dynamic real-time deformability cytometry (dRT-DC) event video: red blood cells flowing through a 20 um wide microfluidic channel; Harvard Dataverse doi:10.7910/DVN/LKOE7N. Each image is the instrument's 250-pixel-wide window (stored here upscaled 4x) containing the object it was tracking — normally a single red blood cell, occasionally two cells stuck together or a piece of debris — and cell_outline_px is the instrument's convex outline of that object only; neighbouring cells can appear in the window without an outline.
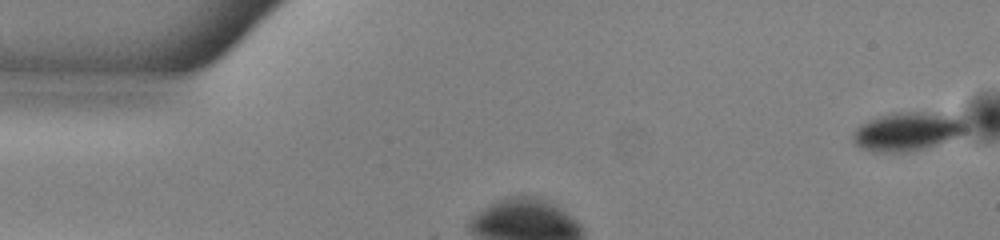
{"species": "common noctule bat (a hibernating species)", "species_latin": "Nyctalus noctula", "temperature_condition": "warm", "stored_images_in_passage": 51, "camera_frame_rate_fps": 3000, "um_per_image_px": 0.085, "animal": {"sex": "male", "body_mass_g": 13.0, "forearm_length_mm": 53.1}, "frame": {"image": 1, "passage_image": 1, "time_ms": 0.0, "image_size_px": [1000, 240], "cell_outline_px": [[964, 132], [956, 136], [936, 144], [904, 152], [872, 152], [860, 148], [852, 140], [852, 136], [856, 128], [860, 124], [868, 120], [892, 112], [924, 112], [952, 116], [960, 120], [964, 124]], "centroid_in_image_um": [77.0, 11.18], "position_along_channel_um": 8.0, "area_um2": 24.74}}
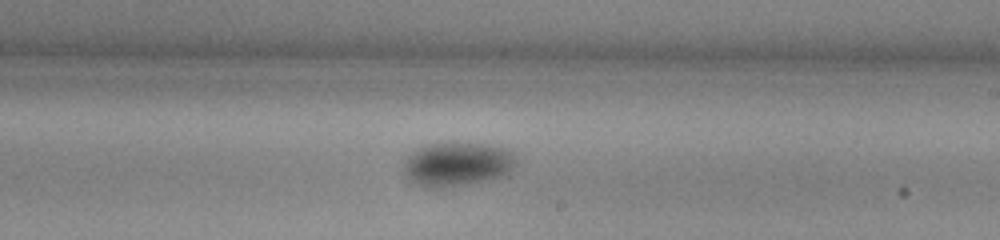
{"frame": {"image": 2, "passage_image": 30, "time_ms": 9.667, "image_size_px": [1000, 240], "cell_outline_px": [[520, 160], [512, 168], [500, 176], [488, 180], [444, 188], [432, 188], [420, 184], [412, 180], [404, 172], [404, 164], [408, 156], [416, 148], [424, 144], [444, 140], [452, 140], [488, 144], [504, 148], [512, 152]], "centroid_in_image_um": [38.88, 13.88], "position_along_channel_um": 250.1, "area_um2": 29.48}}
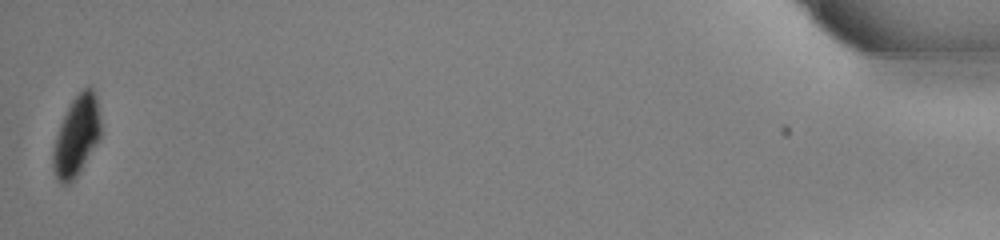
{"frame": {"image": 3, "passage_image": 51, "time_ms": 16.667, "image_size_px": [1000, 240], "cell_outline_px": [[100, 136], [80, 172], [68, 184], [60, 184], [56, 176], [52, 164], [52, 152], [56, 136], [60, 124], [72, 100], [84, 88], [92, 88], [96, 96], [100, 116]], "centroid_in_image_um": [6.49, 11.58], "position_along_channel_um": 428.7, "area_um2": 21.85}, "authors_computed_cell_mechanics": {"area_um2": 27.455, "velocity_mm_per_s": 3.9784, "shape_relaxation_time_tau1_ms": 1.7989, "shape_relaxation_time_tau2_ms": null, "deformation_change_tau1": 0.07, "deformation_change_tau2": null}}